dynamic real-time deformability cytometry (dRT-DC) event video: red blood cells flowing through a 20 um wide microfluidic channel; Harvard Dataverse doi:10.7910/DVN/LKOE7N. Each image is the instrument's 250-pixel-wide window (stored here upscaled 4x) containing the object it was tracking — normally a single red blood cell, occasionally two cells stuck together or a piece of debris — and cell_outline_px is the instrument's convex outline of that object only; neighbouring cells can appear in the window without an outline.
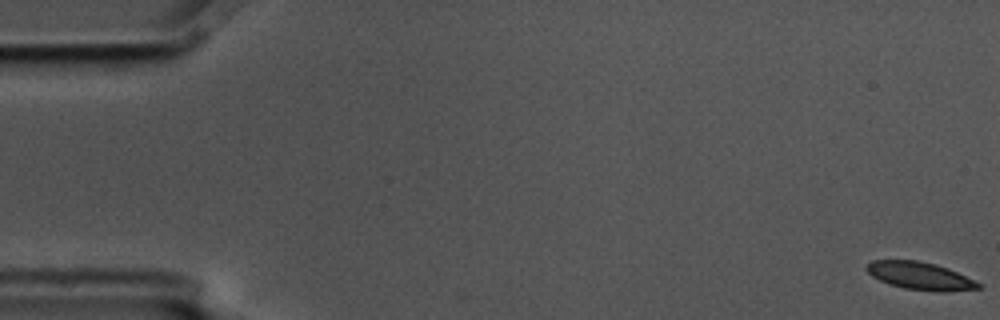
{"species": "common noctule bat (a hibernating species)", "species_latin": "Nyctalus noctula", "temperature_condition": "cold", "stored_images_in_passage": 7, "camera_frame_rate_fps": 3000, "um_per_image_px": 0.085, "animal": {"sex": "male", "body_mass_g": 17.5, "forearm_length_mm": 52.3}, "frame": {"image": 1, "passage_image": 1, "time_ms": 0.0, "image_size_px": [1000, 320], "cell_outline_px": [[984, 284], [980, 288], [948, 292], [940, 292], [904, 288], [888, 284], [872, 276], [864, 268], [872, 260], [916, 260], [936, 264], [948, 268]], "centroid_in_image_um": [78.24, 23.45], "position_along_channel_um": 6.8, "area_um2": 18.15}}